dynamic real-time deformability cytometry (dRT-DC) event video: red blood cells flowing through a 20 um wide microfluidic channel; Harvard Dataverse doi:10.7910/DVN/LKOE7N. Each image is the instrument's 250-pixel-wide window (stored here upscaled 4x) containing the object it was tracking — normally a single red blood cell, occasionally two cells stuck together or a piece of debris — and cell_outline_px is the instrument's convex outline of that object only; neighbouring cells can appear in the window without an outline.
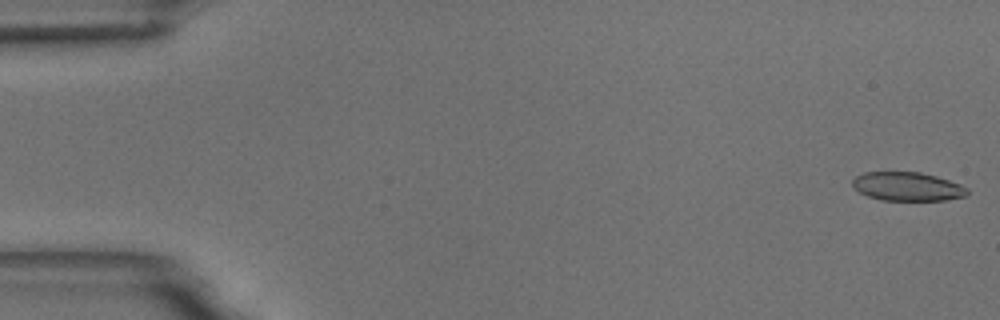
{"species": "common noctule bat (a hibernating species)", "species_latin": "Nyctalus noctula", "temperature_condition": "room temperature", "stored_images_in_passage": 55, "camera_frame_rate_fps": 3000, "um_per_image_px": 0.085, "animal": {"sex": "male", "body_mass_g": 18.8}, "frame": {"image": 1, "passage_image": 1, "time_ms": 0.0, "image_size_px": [1000, 320], "cell_outline_px": [[968, 192], [964, 196], [944, 200], [880, 200], [868, 196], [860, 192], [852, 184], [852, 180], [856, 176], [864, 172], [920, 172], [936, 176], [960, 184], [968, 188]], "centroid_in_image_um": [77.12, 15.85], "position_along_channel_um": 7.9, "area_um2": 19.07}}
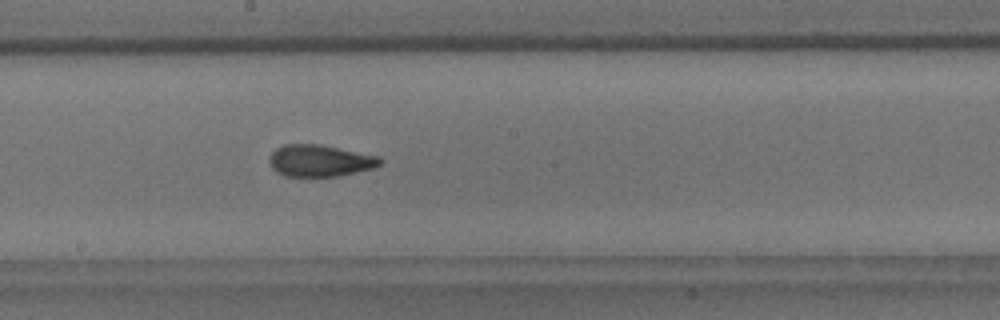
{"frame": {"image": 2, "passage_image": 30, "time_ms": 9.667, "image_size_px": [1000, 320], "cell_outline_px": [[384, 160], [376, 168], [336, 176], [284, 176], [276, 172], [272, 168], [268, 160], [268, 156], [276, 148], [284, 144], [320, 144], [380, 156]], "centroid_in_image_um": [27.19, 13.65], "position_along_channel_um": 221.0, "area_um2": 20.75}}
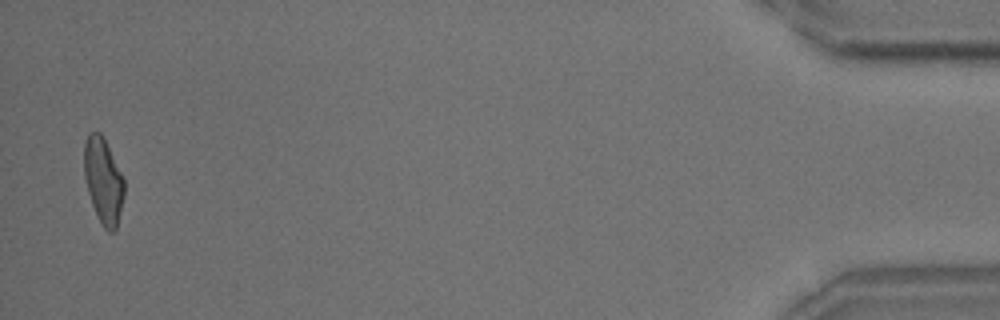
{"frame": {"image": 3, "passage_image": 54, "time_ms": 17.667, "image_size_px": [1000, 320], "cell_outline_px": [[124, 196], [116, 228], [112, 232], [108, 232], [104, 228], [92, 204], [88, 192], [84, 176], [84, 144], [88, 132], [100, 132], [104, 136], [124, 180]], "centroid_in_image_um": [8.77, 15.32], "position_along_channel_um": 426.4, "area_um2": 19.88}, "authors_computed_cell_mechanics": {"area_um2": 20.5768, "velocity_mm_per_s": 3.6751, "shape_relaxation_time_tau1_ms": 8.0194, "shape_relaxation_time_tau2_ms": 1.7341, "deformation_change_tau1": 0.1995, "deformation_change_tau2": 0.092}}